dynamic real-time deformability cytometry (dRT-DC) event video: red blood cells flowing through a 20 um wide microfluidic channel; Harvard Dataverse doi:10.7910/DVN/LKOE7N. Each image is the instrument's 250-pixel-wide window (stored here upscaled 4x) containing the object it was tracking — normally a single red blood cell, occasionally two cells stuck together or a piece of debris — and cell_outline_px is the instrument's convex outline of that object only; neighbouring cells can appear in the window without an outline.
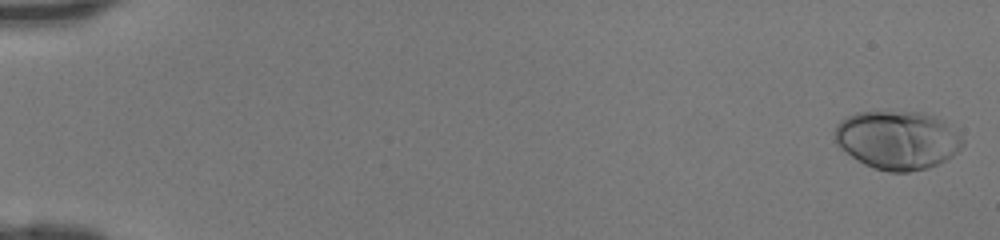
{"species": "human", "species_latin": "Homo sapiens", "temperature_condition": "room temperature", "stored_images_in_passage": 47, "camera_frame_rate_fps": 3000, "um_per_image_px": 0.085, "donor": {"sex": "female"}, "frame": {"image": 1, "passage_image": 1, "time_ms": 0.0, "image_size_px": [1000, 240], "cell_outline_px": [[964, 144], [952, 156], [928, 168], [908, 172], [888, 172], [872, 168], [864, 164], [840, 148], [836, 144], [832, 136], [836, 124], [840, 120], [856, 112], [924, 112], [944, 120], [964, 140]], "centroid_in_image_um": [76.24, 11.9], "position_along_channel_um": 8.8, "area_um2": 43.81}}
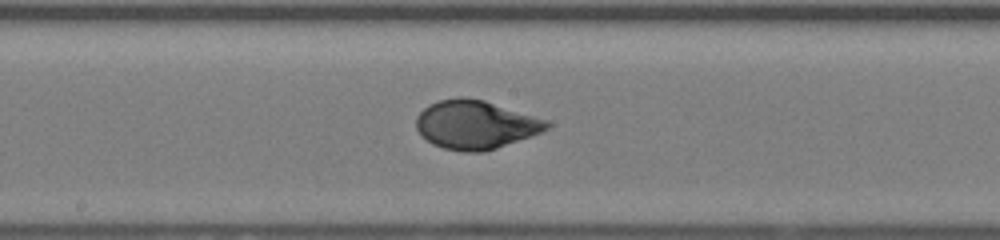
{"frame": {"image": 2, "passage_image": 26, "time_ms": 8.333, "image_size_px": [1000, 240], "cell_outline_px": [[552, 124], [548, 128], [532, 136], [484, 152], [464, 152], [444, 148], [432, 144], [416, 128], [416, 116], [428, 104], [440, 100], [460, 96], [484, 100], [548, 120]], "centroid_in_image_um": [40.42, 10.59], "position_along_channel_um": 207.8, "area_um2": 36.93}}
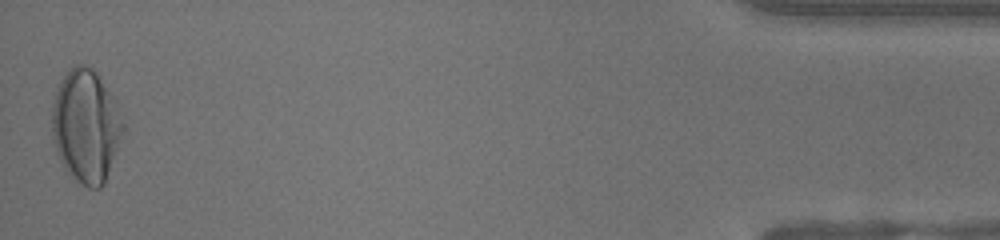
{"frame": {"image": 3, "passage_image": 46, "time_ms": 15.0, "image_size_px": [1000, 240], "cell_outline_px": [[124, 128], [104, 184], [100, 188], [88, 188], [76, 180], [60, 164], [56, 152], [52, 132], [52, 104], [56, 92], [64, 76], [76, 64], [80, 64], [92, 68], [96, 72], [116, 100], [124, 124]], "centroid_in_image_um": [7.3, 10.72], "position_along_channel_um": 427.9, "area_um2": 46.47}}